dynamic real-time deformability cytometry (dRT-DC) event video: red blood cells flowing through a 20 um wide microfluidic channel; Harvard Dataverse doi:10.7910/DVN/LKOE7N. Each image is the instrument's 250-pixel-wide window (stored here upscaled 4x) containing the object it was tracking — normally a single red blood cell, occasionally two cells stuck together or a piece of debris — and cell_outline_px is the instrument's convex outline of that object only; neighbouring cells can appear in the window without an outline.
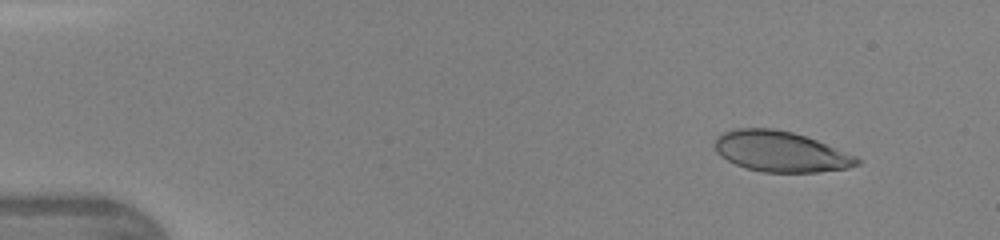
{"species": "human", "species_latin": "Homo sapiens", "temperature_condition": "warm", "stored_images_in_passage": 5, "camera_frame_rate_fps": 3000, "um_per_image_px": 0.085, "donor": {"sex": "female"}, "frame": {"image": 1, "passage_image": 2, "time_ms": 0.333, "image_size_px": [1000, 240], "cell_outline_px": [[860, 164], [848, 168], [816, 172], [764, 172], [744, 168], [720, 156], [716, 152], [716, 136], [724, 132], [736, 128], [772, 128], [792, 132], [816, 140], [856, 156], [860, 160]], "centroid_in_image_um": [66.34, 12.88], "position_along_channel_um": 18.7, "area_um2": 33.41}}
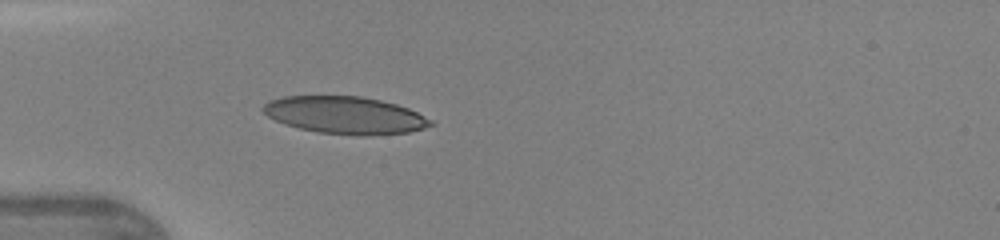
{"frame": {"image": 2, "passage_image": 5, "time_ms": 1.333, "image_size_px": [1000, 240], "cell_outline_px": [[432, 124], [424, 128], [408, 132], [364, 136], [360, 136], [316, 132], [284, 124], [268, 116], [260, 108], [268, 100], [284, 96], [360, 96], [380, 100], [396, 104], [408, 108], [432, 120]], "centroid_in_image_um": [29.3, 9.79], "position_along_channel_um": 55.7, "area_um2": 36.41}}